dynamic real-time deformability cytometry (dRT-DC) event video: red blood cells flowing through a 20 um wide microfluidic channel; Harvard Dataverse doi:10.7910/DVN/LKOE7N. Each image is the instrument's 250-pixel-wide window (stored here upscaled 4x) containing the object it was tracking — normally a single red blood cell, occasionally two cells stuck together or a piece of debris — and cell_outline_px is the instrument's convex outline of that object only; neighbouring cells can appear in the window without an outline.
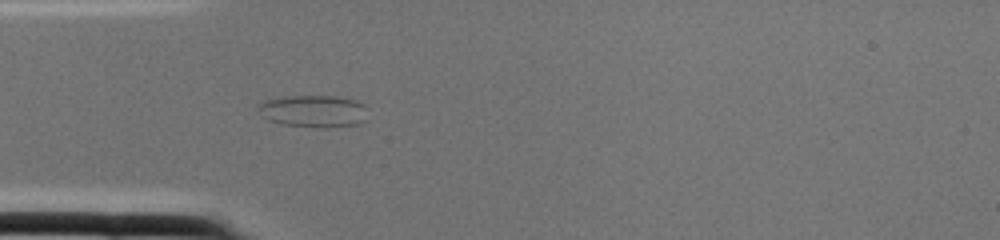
{"species": "common noctule bat (a hibernating species)", "species_latin": "Nyctalus noctula", "temperature_condition": "cold", "stored_images_in_passage": 2, "camera_frame_rate_fps": 3000, "um_per_image_px": 0.085, "animal": {"sex": "female", "body_mass_g": 22.0, "forearm_length_mm": 56.7}, "frame": {"image": 1, "passage_image": 2, "time_ms": 0.333, "image_size_px": [1000, 240], "cell_outline_px": [[364, 120], [360, 124], [328, 128], [320, 128], [280, 124], [268, 120], [260, 116], [256, 104], [264, 100], [288, 96], [336, 96], [356, 100], [364, 104]], "centroid_in_image_um": [26.58, 9.46], "position_along_channel_um": 58.4, "area_um2": 20.81}}